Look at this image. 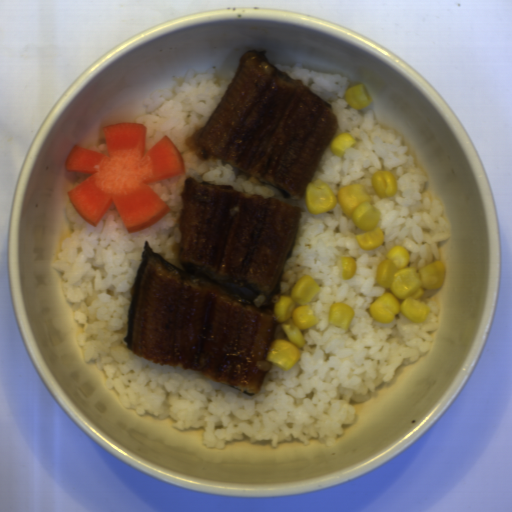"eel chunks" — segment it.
<instances>
[{"instance_id": "57646c5b", "label": "eel chunks", "mask_w": 512, "mask_h": 512, "mask_svg": "<svg viewBox=\"0 0 512 512\" xmlns=\"http://www.w3.org/2000/svg\"><path fill=\"white\" fill-rule=\"evenodd\" d=\"M337 129L332 104L257 48L242 55L220 103L185 141L200 159L226 160L293 200L306 195Z\"/></svg>"}, {"instance_id": "4dd315ae", "label": "eel chunks", "mask_w": 512, "mask_h": 512, "mask_svg": "<svg viewBox=\"0 0 512 512\" xmlns=\"http://www.w3.org/2000/svg\"><path fill=\"white\" fill-rule=\"evenodd\" d=\"M181 268L145 241L124 341L160 366L198 371L257 395L277 319L229 282L270 300L297 238L302 209L231 184L183 181Z\"/></svg>"}]
</instances>
